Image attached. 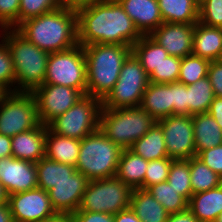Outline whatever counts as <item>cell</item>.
Returning a JSON list of instances; mask_svg holds the SVG:
<instances>
[{
    "label": "cell",
    "instance_id": "54",
    "mask_svg": "<svg viewBox=\"0 0 222 222\" xmlns=\"http://www.w3.org/2000/svg\"><path fill=\"white\" fill-rule=\"evenodd\" d=\"M214 222H222V213L218 215Z\"/></svg>",
    "mask_w": 222,
    "mask_h": 222
},
{
    "label": "cell",
    "instance_id": "17",
    "mask_svg": "<svg viewBox=\"0 0 222 222\" xmlns=\"http://www.w3.org/2000/svg\"><path fill=\"white\" fill-rule=\"evenodd\" d=\"M89 179L75 171L67 180L56 184L48 191L51 206L59 214H73L79 205L88 185Z\"/></svg>",
    "mask_w": 222,
    "mask_h": 222
},
{
    "label": "cell",
    "instance_id": "16",
    "mask_svg": "<svg viewBox=\"0 0 222 222\" xmlns=\"http://www.w3.org/2000/svg\"><path fill=\"white\" fill-rule=\"evenodd\" d=\"M194 27L195 24L163 22L149 36L169 55L184 58L193 53Z\"/></svg>",
    "mask_w": 222,
    "mask_h": 222
},
{
    "label": "cell",
    "instance_id": "24",
    "mask_svg": "<svg viewBox=\"0 0 222 222\" xmlns=\"http://www.w3.org/2000/svg\"><path fill=\"white\" fill-rule=\"evenodd\" d=\"M80 140L57 135L46 129L45 156L59 163L76 166Z\"/></svg>",
    "mask_w": 222,
    "mask_h": 222
},
{
    "label": "cell",
    "instance_id": "23",
    "mask_svg": "<svg viewBox=\"0 0 222 222\" xmlns=\"http://www.w3.org/2000/svg\"><path fill=\"white\" fill-rule=\"evenodd\" d=\"M148 160L136 155L130 149H122L116 177L133 189H144V176Z\"/></svg>",
    "mask_w": 222,
    "mask_h": 222
},
{
    "label": "cell",
    "instance_id": "38",
    "mask_svg": "<svg viewBox=\"0 0 222 222\" xmlns=\"http://www.w3.org/2000/svg\"><path fill=\"white\" fill-rule=\"evenodd\" d=\"M15 71L9 48L2 39L0 42V87L5 92H15ZM14 87L12 89V87Z\"/></svg>",
    "mask_w": 222,
    "mask_h": 222
},
{
    "label": "cell",
    "instance_id": "43",
    "mask_svg": "<svg viewBox=\"0 0 222 222\" xmlns=\"http://www.w3.org/2000/svg\"><path fill=\"white\" fill-rule=\"evenodd\" d=\"M173 115H187V85L173 82Z\"/></svg>",
    "mask_w": 222,
    "mask_h": 222
},
{
    "label": "cell",
    "instance_id": "34",
    "mask_svg": "<svg viewBox=\"0 0 222 222\" xmlns=\"http://www.w3.org/2000/svg\"><path fill=\"white\" fill-rule=\"evenodd\" d=\"M167 182L189 201L192 196L190 159L172 160Z\"/></svg>",
    "mask_w": 222,
    "mask_h": 222
},
{
    "label": "cell",
    "instance_id": "8",
    "mask_svg": "<svg viewBox=\"0 0 222 222\" xmlns=\"http://www.w3.org/2000/svg\"><path fill=\"white\" fill-rule=\"evenodd\" d=\"M149 76L131 53L124 61L113 89L102 100V108L118 109L140 107Z\"/></svg>",
    "mask_w": 222,
    "mask_h": 222
},
{
    "label": "cell",
    "instance_id": "18",
    "mask_svg": "<svg viewBox=\"0 0 222 222\" xmlns=\"http://www.w3.org/2000/svg\"><path fill=\"white\" fill-rule=\"evenodd\" d=\"M47 125L11 137L12 156L16 159L37 163L45 156Z\"/></svg>",
    "mask_w": 222,
    "mask_h": 222
},
{
    "label": "cell",
    "instance_id": "21",
    "mask_svg": "<svg viewBox=\"0 0 222 222\" xmlns=\"http://www.w3.org/2000/svg\"><path fill=\"white\" fill-rule=\"evenodd\" d=\"M193 55L203 59L216 61L222 52V28L195 24L193 34Z\"/></svg>",
    "mask_w": 222,
    "mask_h": 222
},
{
    "label": "cell",
    "instance_id": "13",
    "mask_svg": "<svg viewBox=\"0 0 222 222\" xmlns=\"http://www.w3.org/2000/svg\"><path fill=\"white\" fill-rule=\"evenodd\" d=\"M31 93L36 101L38 118L43 125H48L65 113L84 96L77 89L55 84H42Z\"/></svg>",
    "mask_w": 222,
    "mask_h": 222
},
{
    "label": "cell",
    "instance_id": "2",
    "mask_svg": "<svg viewBox=\"0 0 222 222\" xmlns=\"http://www.w3.org/2000/svg\"><path fill=\"white\" fill-rule=\"evenodd\" d=\"M16 30L29 42L49 53L78 45L76 9L60 7L22 22Z\"/></svg>",
    "mask_w": 222,
    "mask_h": 222
},
{
    "label": "cell",
    "instance_id": "36",
    "mask_svg": "<svg viewBox=\"0 0 222 222\" xmlns=\"http://www.w3.org/2000/svg\"><path fill=\"white\" fill-rule=\"evenodd\" d=\"M62 7L58 0H20L18 26L31 18Z\"/></svg>",
    "mask_w": 222,
    "mask_h": 222
},
{
    "label": "cell",
    "instance_id": "31",
    "mask_svg": "<svg viewBox=\"0 0 222 222\" xmlns=\"http://www.w3.org/2000/svg\"><path fill=\"white\" fill-rule=\"evenodd\" d=\"M214 97L208 77L187 85L188 116L208 113Z\"/></svg>",
    "mask_w": 222,
    "mask_h": 222
},
{
    "label": "cell",
    "instance_id": "3",
    "mask_svg": "<svg viewBox=\"0 0 222 222\" xmlns=\"http://www.w3.org/2000/svg\"><path fill=\"white\" fill-rule=\"evenodd\" d=\"M86 59L87 95L103 100L116 84L131 46L91 44L83 46Z\"/></svg>",
    "mask_w": 222,
    "mask_h": 222
},
{
    "label": "cell",
    "instance_id": "26",
    "mask_svg": "<svg viewBox=\"0 0 222 222\" xmlns=\"http://www.w3.org/2000/svg\"><path fill=\"white\" fill-rule=\"evenodd\" d=\"M130 209L141 222H166L169 213L147 190L133 189Z\"/></svg>",
    "mask_w": 222,
    "mask_h": 222
},
{
    "label": "cell",
    "instance_id": "57",
    "mask_svg": "<svg viewBox=\"0 0 222 222\" xmlns=\"http://www.w3.org/2000/svg\"><path fill=\"white\" fill-rule=\"evenodd\" d=\"M199 4L203 1V0H196Z\"/></svg>",
    "mask_w": 222,
    "mask_h": 222
},
{
    "label": "cell",
    "instance_id": "44",
    "mask_svg": "<svg viewBox=\"0 0 222 222\" xmlns=\"http://www.w3.org/2000/svg\"><path fill=\"white\" fill-rule=\"evenodd\" d=\"M207 77L211 83L215 97H222V63L218 60L211 61Z\"/></svg>",
    "mask_w": 222,
    "mask_h": 222
},
{
    "label": "cell",
    "instance_id": "4",
    "mask_svg": "<svg viewBox=\"0 0 222 222\" xmlns=\"http://www.w3.org/2000/svg\"><path fill=\"white\" fill-rule=\"evenodd\" d=\"M10 30V31H9ZM15 71V92H32L44 84L49 52L29 42L16 29L1 30Z\"/></svg>",
    "mask_w": 222,
    "mask_h": 222
},
{
    "label": "cell",
    "instance_id": "49",
    "mask_svg": "<svg viewBox=\"0 0 222 222\" xmlns=\"http://www.w3.org/2000/svg\"><path fill=\"white\" fill-rule=\"evenodd\" d=\"M12 157L11 137L0 134V159Z\"/></svg>",
    "mask_w": 222,
    "mask_h": 222
},
{
    "label": "cell",
    "instance_id": "52",
    "mask_svg": "<svg viewBox=\"0 0 222 222\" xmlns=\"http://www.w3.org/2000/svg\"><path fill=\"white\" fill-rule=\"evenodd\" d=\"M42 222H75L72 214H59Z\"/></svg>",
    "mask_w": 222,
    "mask_h": 222
},
{
    "label": "cell",
    "instance_id": "33",
    "mask_svg": "<svg viewBox=\"0 0 222 222\" xmlns=\"http://www.w3.org/2000/svg\"><path fill=\"white\" fill-rule=\"evenodd\" d=\"M169 214L178 213L188 208V201L167 181L152 185L146 189Z\"/></svg>",
    "mask_w": 222,
    "mask_h": 222
},
{
    "label": "cell",
    "instance_id": "9",
    "mask_svg": "<svg viewBox=\"0 0 222 222\" xmlns=\"http://www.w3.org/2000/svg\"><path fill=\"white\" fill-rule=\"evenodd\" d=\"M86 59L83 46L52 52L48 56L44 84L62 85L87 95Z\"/></svg>",
    "mask_w": 222,
    "mask_h": 222
},
{
    "label": "cell",
    "instance_id": "20",
    "mask_svg": "<svg viewBox=\"0 0 222 222\" xmlns=\"http://www.w3.org/2000/svg\"><path fill=\"white\" fill-rule=\"evenodd\" d=\"M140 107L156 121L173 115V82H150L144 91Z\"/></svg>",
    "mask_w": 222,
    "mask_h": 222
},
{
    "label": "cell",
    "instance_id": "53",
    "mask_svg": "<svg viewBox=\"0 0 222 222\" xmlns=\"http://www.w3.org/2000/svg\"><path fill=\"white\" fill-rule=\"evenodd\" d=\"M8 204V193L4 186L0 183V205Z\"/></svg>",
    "mask_w": 222,
    "mask_h": 222
},
{
    "label": "cell",
    "instance_id": "45",
    "mask_svg": "<svg viewBox=\"0 0 222 222\" xmlns=\"http://www.w3.org/2000/svg\"><path fill=\"white\" fill-rule=\"evenodd\" d=\"M72 216L75 222H114V215L110 213L77 210Z\"/></svg>",
    "mask_w": 222,
    "mask_h": 222
},
{
    "label": "cell",
    "instance_id": "27",
    "mask_svg": "<svg viewBox=\"0 0 222 222\" xmlns=\"http://www.w3.org/2000/svg\"><path fill=\"white\" fill-rule=\"evenodd\" d=\"M158 6L163 22L196 24L199 21V3L196 0H158Z\"/></svg>",
    "mask_w": 222,
    "mask_h": 222
},
{
    "label": "cell",
    "instance_id": "12",
    "mask_svg": "<svg viewBox=\"0 0 222 222\" xmlns=\"http://www.w3.org/2000/svg\"><path fill=\"white\" fill-rule=\"evenodd\" d=\"M156 122L163 131L169 158L178 160L196 157L192 116L171 115Z\"/></svg>",
    "mask_w": 222,
    "mask_h": 222
},
{
    "label": "cell",
    "instance_id": "11",
    "mask_svg": "<svg viewBox=\"0 0 222 222\" xmlns=\"http://www.w3.org/2000/svg\"><path fill=\"white\" fill-rule=\"evenodd\" d=\"M31 92H6L0 100V134L13 137L39 126Z\"/></svg>",
    "mask_w": 222,
    "mask_h": 222
},
{
    "label": "cell",
    "instance_id": "15",
    "mask_svg": "<svg viewBox=\"0 0 222 222\" xmlns=\"http://www.w3.org/2000/svg\"><path fill=\"white\" fill-rule=\"evenodd\" d=\"M0 183L8 195L37 188L36 163L13 156L1 158Z\"/></svg>",
    "mask_w": 222,
    "mask_h": 222
},
{
    "label": "cell",
    "instance_id": "25",
    "mask_svg": "<svg viewBox=\"0 0 222 222\" xmlns=\"http://www.w3.org/2000/svg\"><path fill=\"white\" fill-rule=\"evenodd\" d=\"M196 156L200 151L222 144V129L209 113L192 115Z\"/></svg>",
    "mask_w": 222,
    "mask_h": 222
},
{
    "label": "cell",
    "instance_id": "19",
    "mask_svg": "<svg viewBox=\"0 0 222 222\" xmlns=\"http://www.w3.org/2000/svg\"><path fill=\"white\" fill-rule=\"evenodd\" d=\"M142 35H150L163 19L158 0H117Z\"/></svg>",
    "mask_w": 222,
    "mask_h": 222
},
{
    "label": "cell",
    "instance_id": "10",
    "mask_svg": "<svg viewBox=\"0 0 222 222\" xmlns=\"http://www.w3.org/2000/svg\"><path fill=\"white\" fill-rule=\"evenodd\" d=\"M132 189L116 176L88 182L78 210L117 214L128 209Z\"/></svg>",
    "mask_w": 222,
    "mask_h": 222
},
{
    "label": "cell",
    "instance_id": "29",
    "mask_svg": "<svg viewBox=\"0 0 222 222\" xmlns=\"http://www.w3.org/2000/svg\"><path fill=\"white\" fill-rule=\"evenodd\" d=\"M37 186L49 191L56 184L67 180L75 171L76 167L56 162L44 156L36 163Z\"/></svg>",
    "mask_w": 222,
    "mask_h": 222
},
{
    "label": "cell",
    "instance_id": "48",
    "mask_svg": "<svg viewBox=\"0 0 222 222\" xmlns=\"http://www.w3.org/2000/svg\"><path fill=\"white\" fill-rule=\"evenodd\" d=\"M114 222H141V220L129 207L128 209L119 211L117 214H114Z\"/></svg>",
    "mask_w": 222,
    "mask_h": 222
},
{
    "label": "cell",
    "instance_id": "51",
    "mask_svg": "<svg viewBox=\"0 0 222 222\" xmlns=\"http://www.w3.org/2000/svg\"><path fill=\"white\" fill-rule=\"evenodd\" d=\"M0 222H14L9 205H0Z\"/></svg>",
    "mask_w": 222,
    "mask_h": 222
},
{
    "label": "cell",
    "instance_id": "35",
    "mask_svg": "<svg viewBox=\"0 0 222 222\" xmlns=\"http://www.w3.org/2000/svg\"><path fill=\"white\" fill-rule=\"evenodd\" d=\"M209 64V60L193 54L181 58L178 82L189 85L207 77Z\"/></svg>",
    "mask_w": 222,
    "mask_h": 222
},
{
    "label": "cell",
    "instance_id": "28",
    "mask_svg": "<svg viewBox=\"0 0 222 222\" xmlns=\"http://www.w3.org/2000/svg\"><path fill=\"white\" fill-rule=\"evenodd\" d=\"M130 150L148 161L169 158L165 146L164 134L157 122L154 123L144 136L133 143Z\"/></svg>",
    "mask_w": 222,
    "mask_h": 222
},
{
    "label": "cell",
    "instance_id": "30",
    "mask_svg": "<svg viewBox=\"0 0 222 222\" xmlns=\"http://www.w3.org/2000/svg\"><path fill=\"white\" fill-rule=\"evenodd\" d=\"M131 53L150 76L169 54L149 35H143L132 47Z\"/></svg>",
    "mask_w": 222,
    "mask_h": 222
},
{
    "label": "cell",
    "instance_id": "32",
    "mask_svg": "<svg viewBox=\"0 0 222 222\" xmlns=\"http://www.w3.org/2000/svg\"><path fill=\"white\" fill-rule=\"evenodd\" d=\"M190 182L192 195L219 187L222 178L197 157L190 158Z\"/></svg>",
    "mask_w": 222,
    "mask_h": 222
},
{
    "label": "cell",
    "instance_id": "39",
    "mask_svg": "<svg viewBox=\"0 0 222 222\" xmlns=\"http://www.w3.org/2000/svg\"><path fill=\"white\" fill-rule=\"evenodd\" d=\"M172 160L171 158H162L148 161L144 176L145 190L152 185L167 181Z\"/></svg>",
    "mask_w": 222,
    "mask_h": 222
},
{
    "label": "cell",
    "instance_id": "47",
    "mask_svg": "<svg viewBox=\"0 0 222 222\" xmlns=\"http://www.w3.org/2000/svg\"><path fill=\"white\" fill-rule=\"evenodd\" d=\"M166 222H199V220L187 208L184 211L169 214Z\"/></svg>",
    "mask_w": 222,
    "mask_h": 222
},
{
    "label": "cell",
    "instance_id": "6",
    "mask_svg": "<svg viewBox=\"0 0 222 222\" xmlns=\"http://www.w3.org/2000/svg\"><path fill=\"white\" fill-rule=\"evenodd\" d=\"M156 120L141 107L101 108L100 130L121 149H130Z\"/></svg>",
    "mask_w": 222,
    "mask_h": 222
},
{
    "label": "cell",
    "instance_id": "55",
    "mask_svg": "<svg viewBox=\"0 0 222 222\" xmlns=\"http://www.w3.org/2000/svg\"><path fill=\"white\" fill-rule=\"evenodd\" d=\"M6 92L0 87V100Z\"/></svg>",
    "mask_w": 222,
    "mask_h": 222
},
{
    "label": "cell",
    "instance_id": "41",
    "mask_svg": "<svg viewBox=\"0 0 222 222\" xmlns=\"http://www.w3.org/2000/svg\"><path fill=\"white\" fill-rule=\"evenodd\" d=\"M20 0H0V27L1 29H16Z\"/></svg>",
    "mask_w": 222,
    "mask_h": 222
},
{
    "label": "cell",
    "instance_id": "50",
    "mask_svg": "<svg viewBox=\"0 0 222 222\" xmlns=\"http://www.w3.org/2000/svg\"><path fill=\"white\" fill-rule=\"evenodd\" d=\"M62 7H69L77 9L78 7L84 6L93 0H58Z\"/></svg>",
    "mask_w": 222,
    "mask_h": 222
},
{
    "label": "cell",
    "instance_id": "5",
    "mask_svg": "<svg viewBox=\"0 0 222 222\" xmlns=\"http://www.w3.org/2000/svg\"><path fill=\"white\" fill-rule=\"evenodd\" d=\"M121 152L99 128L80 140L76 170L89 181L115 177Z\"/></svg>",
    "mask_w": 222,
    "mask_h": 222
},
{
    "label": "cell",
    "instance_id": "40",
    "mask_svg": "<svg viewBox=\"0 0 222 222\" xmlns=\"http://www.w3.org/2000/svg\"><path fill=\"white\" fill-rule=\"evenodd\" d=\"M199 22L222 28V0H203L199 4Z\"/></svg>",
    "mask_w": 222,
    "mask_h": 222
},
{
    "label": "cell",
    "instance_id": "7",
    "mask_svg": "<svg viewBox=\"0 0 222 222\" xmlns=\"http://www.w3.org/2000/svg\"><path fill=\"white\" fill-rule=\"evenodd\" d=\"M102 100L84 95L47 126L55 134L82 140L99 129Z\"/></svg>",
    "mask_w": 222,
    "mask_h": 222
},
{
    "label": "cell",
    "instance_id": "1",
    "mask_svg": "<svg viewBox=\"0 0 222 222\" xmlns=\"http://www.w3.org/2000/svg\"><path fill=\"white\" fill-rule=\"evenodd\" d=\"M78 44L133 46L143 35L117 0H93L78 7Z\"/></svg>",
    "mask_w": 222,
    "mask_h": 222
},
{
    "label": "cell",
    "instance_id": "42",
    "mask_svg": "<svg viewBox=\"0 0 222 222\" xmlns=\"http://www.w3.org/2000/svg\"><path fill=\"white\" fill-rule=\"evenodd\" d=\"M196 157L222 178V144L200 151Z\"/></svg>",
    "mask_w": 222,
    "mask_h": 222
},
{
    "label": "cell",
    "instance_id": "46",
    "mask_svg": "<svg viewBox=\"0 0 222 222\" xmlns=\"http://www.w3.org/2000/svg\"><path fill=\"white\" fill-rule=\"evenodd\" d=\"M208 113L215 119L222 129V97H214Z\"/></svg>",
    "mask_w": 222,
    "mask_h": 222
},
{
    "label": "cell",
    "instance_id": "56",
    "mask_svg": "<svg viewBox=\"0 0 222 222\" xmlns=\"http://www.w3.org/2000/svg\"><path fill=\"white\" fill-rule=\"evenodd\" d=\"M218 61H219L220 63H222V52H221V55H220Z\"/></svg>",
    "mask_w": 222,
    "mask_h": 222
},
{
    "label": "cell",
    "instance_id": "37",
    "mask_svg": "<svg viewBox=\"0 0 222 222\" xmlns=\"http://www.w3.org/2000/svg\"><path fill=\"white\" fill-rule=\"evenodd\" d=\"M181 67V58L168 55L158 68L149 76L151 83H172L178 82Z\"/></svg>",
    "mask_w": 222,
    "mask_h": 222
},
{
    "label": "cell",
    "instance_id": "22",
    "mask_svg": "<svg viewBox=\"0 0 222 222\" xmlns=\"http://www.w3.org/2000/svg\"><path fill=\"white\" fill-rule=\"evenodd\" d=\"M188 209L199 222H214L222 213V184L214 189L193 194Z\"/></svg>",
    "mask_w": 222,
    "mask_h": 222
},
{
    "label": "cell",
    "instance_id": "14",
    "mask_svg": "<svg viewBox=\"0 0 222 222\" xmlns=\"http://www.w3.org/2000/svg\"><path fill=\"white\" fill-rule=\"evenodd\" d=\"M8 205L14 222H42L57 214L48 192L39 187L8 195Z\"/></svg>",
    "mask_w": 222,
    "mask_h": 222
}]
</instances>
